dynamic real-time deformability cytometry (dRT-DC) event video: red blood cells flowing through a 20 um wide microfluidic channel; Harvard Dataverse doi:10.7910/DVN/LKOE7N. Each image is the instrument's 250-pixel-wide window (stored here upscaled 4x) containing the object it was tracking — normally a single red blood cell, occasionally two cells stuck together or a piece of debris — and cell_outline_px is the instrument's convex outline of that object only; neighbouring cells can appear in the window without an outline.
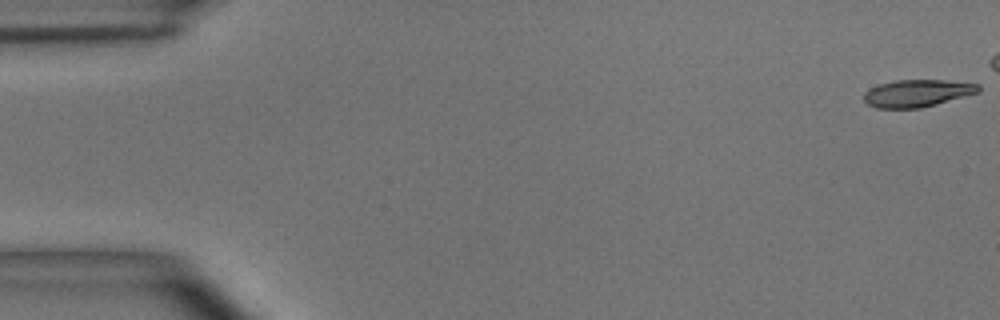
{"species": "common noctule bat (a hibernating species)", "species_latin": "Nyctalus noctula", "temperature_condition": "room temperature", "stored_images_in_passage": 45, "camera_frame_rate_fps": 3000, "um_per_image_px": 0.085, "animal": {"sex": "male", "body_mass_g": 15.6}, "frame": {"image": 1, "passage_image": 1, "time_ms": 0.0, "image_size_px": [1000, 320], "cell_outline_px": [[980, 92], [936, 104], [920, 108], [876, 108], [868, 104], [864, 100], [864, 92], [880, 84], [896, 80], [944, 80], [980, 84]], "centroid_in_image_um": [77.98, 7.92], "position_along_channel_um": 7.0, "area_um2": 18.09}}
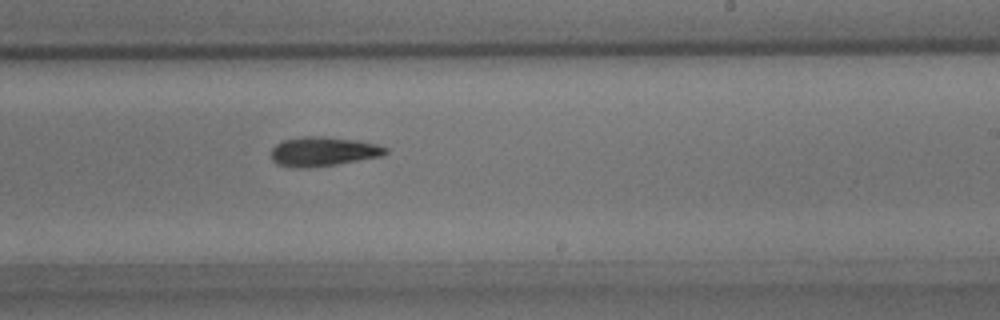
{"frame": {"image": 2, "passage_image": 33, "time_ms": 10.667, "image_size_px": [1000, 320], "cell_outline_px": [[388, 152], [384, 156], [336, 164], [308, 168], [292, 168], [276, 164], [272, 160], [272, 148], [276, 144], [284, 140], [304, 136], [324, 136], [360, 140], [376, 144], [388, 148]], "centroid_in_image_um": [27.49, 12.88], "position_along_channel_um": 261.5, "area_um2": 19.83}}
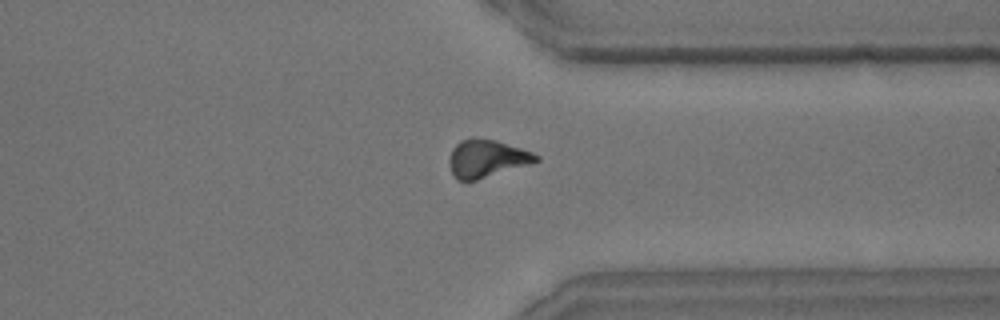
{"frame": {"image": 3, "passage_image": 42, "time_ms": 13.667, "image_size_px": [1000, 320], "cell_outline_px": [[540, 160], [528, 164], [476, 180], [456, 180], [448, 164], [448, 160], [452, 148], [460, 140], [496, 140], [532, 152], [540, 156]], "centroid_in_image_um": [41.35, 13.49], "position_along_channel_um": 370.1, "area_um2": 18.55}}